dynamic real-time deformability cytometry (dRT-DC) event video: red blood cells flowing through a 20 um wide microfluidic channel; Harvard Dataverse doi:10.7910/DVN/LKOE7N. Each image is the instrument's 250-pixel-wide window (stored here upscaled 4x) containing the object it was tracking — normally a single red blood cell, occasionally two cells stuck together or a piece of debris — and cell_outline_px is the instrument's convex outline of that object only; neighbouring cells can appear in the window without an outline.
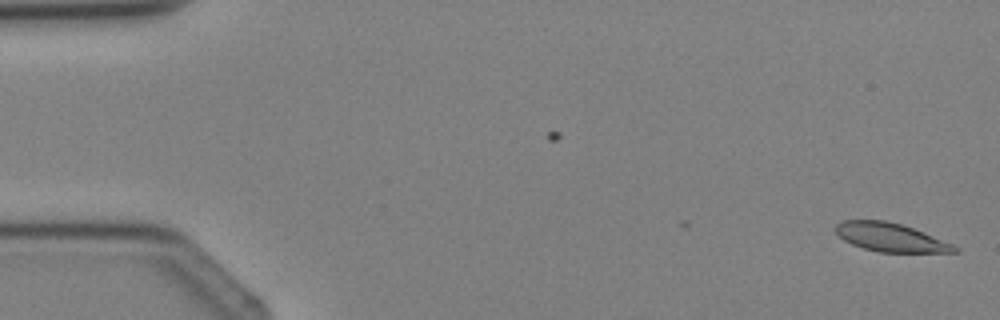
{"species": "Egyptian fruit bat (a non-hibernating species)", "species_latin": "Rousettus aegyptiacus", "temperature_condition": "cold", "stored_images_in_passage": 4, "camera_frame_rate_fps": 3000, "um_per_image_px": 0.085, "animal": {"sex": "female"}, "frame": {"image": 1, "passage_image": 1, "time_ms": 0.0, "image_size_px": [1000, 320], "cell_outline_px": [[960, 252], [880, 252], [864, 248], [852, 244], [844, 240], [836, 232], [836, 224], [844, 220], [884, 220], [900, 224], [912, 228], [952, 244], [960, 248]], "centroid_in_image_um": [75.69, 20.18], "position_along_channel_um": 9.3, "area_um2": 19.42}}
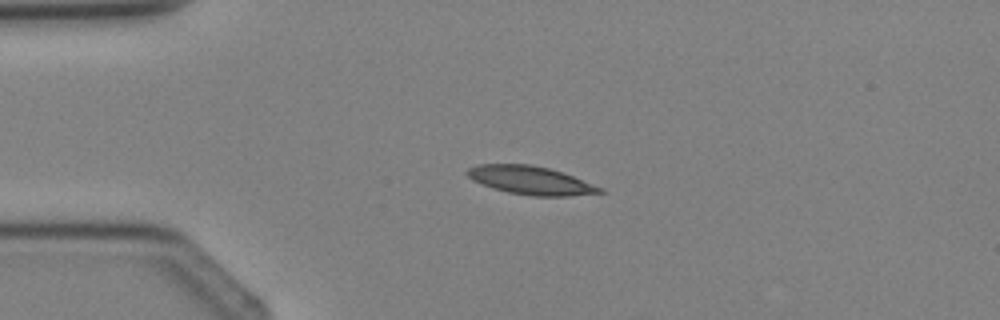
{"frame": {"image": 2, "passage_image": 3, "time_ms": 2.667, "image_size_px": [1000, 320], "cell_outline_px": [[604, 192], [568, 196], [532, 196], [508, 192], [492, 188], [472, 180], [464, 172], [468, 168], [476, 164], [532, 164], [548, 168], [572, 176], [604, 188]], "centroid_in_image_um": [45.06, 15.32], "position_along_channel_um": 39.9, "area_um2": 21.85}}